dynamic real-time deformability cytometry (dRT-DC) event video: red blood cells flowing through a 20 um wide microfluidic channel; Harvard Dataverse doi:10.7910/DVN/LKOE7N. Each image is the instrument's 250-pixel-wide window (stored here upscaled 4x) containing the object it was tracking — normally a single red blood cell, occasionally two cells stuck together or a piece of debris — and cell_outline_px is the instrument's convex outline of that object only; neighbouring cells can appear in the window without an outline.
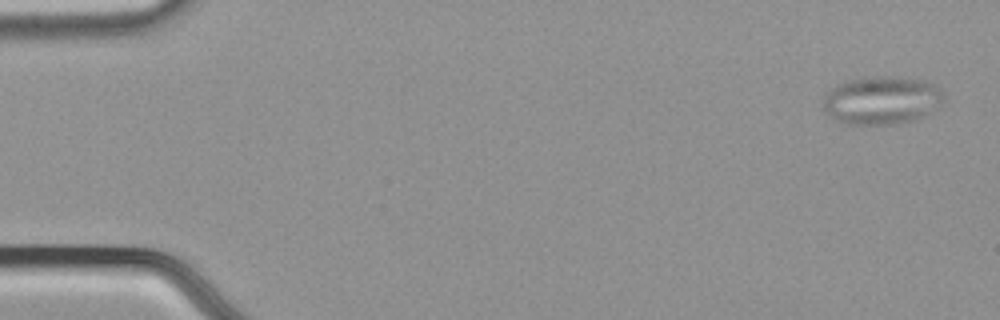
{"species": "common noctule bat (a hibernating species)", "species_latin": "Nyctalus noctula", "temperature_condition": "cold", "stored_images_in_passage": 55, "camera_frame_rate_fps": 3000, "um_per_image_px": 0.085, "animal": {"sex": "male", "body_mass_g": 21.5, "forearm_length_mm": 52.0}, "frame": {"image": 1, "passage_image": 2, "time_ms": 0.333, "image_size_px": [1000, 320], "cell_outline_px": [[944, 100], [940, 104], [916, 120], [892, 124], [848, 124], [824, 112], [824, 96], [836, 84], [864, 76], [888, 76], [924, 80], [940, 88], [944, 92]], "centroid_in_image_um": [74.95, 8.5], "position_along_channel_um": 10.0, "area_um2": 33.64}}
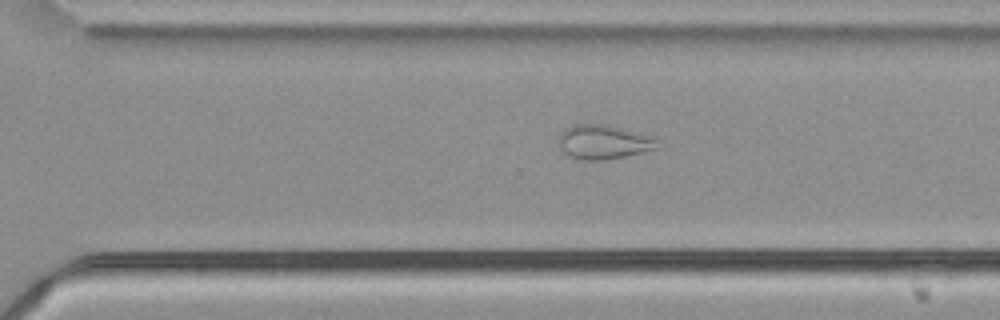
{"frame": {"image": 2, "passage_image": 38, "time_ms": 12.333, "image_size_px": [1000, 320], "cell_outline_px": [[660, 148], [624, 156], [604, 160], [580, 160], [568, 156], [560, 148], [560, 132], [564, 128], [572, 124], [608, 124], [640, 132], [656, 140]], "centroid_in_image_um": [51.28, 12.06], "position_along_channel_um": 319.3, "area_um2": 19.83}}
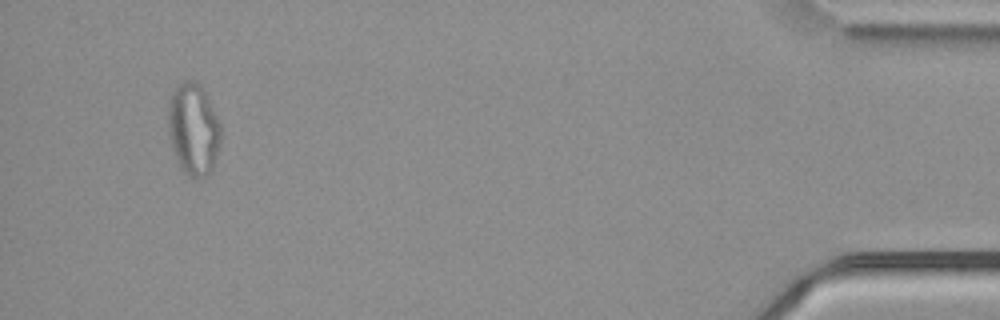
{"frame": {"image": 3, "passage_image": 52, "time_ms": 17.0, "image_size_px": [1000, 320], "cell_outline_px": [[220, 140], [212, 168], [208, 176], [188, 176], [184, 172], [176, 156], [172, 144], [168, 128], [168, 104], [172, 92], [180, 84], [188, 80], [196, 80], [204, 88], [220, 120]], "centroid_in_image_um": [16.46, 10.91], "position_along_channel_um": 418.7, "area_um2": 27.92}, "authors_computed_cell_mechanics": {"area_um2": 25.6632, "velocity_mm_per_s": 3.7502, "shape_relaxation_time_tau1_ms": null, "shape_relaxation_time_tau2_ms": 1.7231, "deformation_change_tau1": null, "deformation_change_tau2": 0.089}}